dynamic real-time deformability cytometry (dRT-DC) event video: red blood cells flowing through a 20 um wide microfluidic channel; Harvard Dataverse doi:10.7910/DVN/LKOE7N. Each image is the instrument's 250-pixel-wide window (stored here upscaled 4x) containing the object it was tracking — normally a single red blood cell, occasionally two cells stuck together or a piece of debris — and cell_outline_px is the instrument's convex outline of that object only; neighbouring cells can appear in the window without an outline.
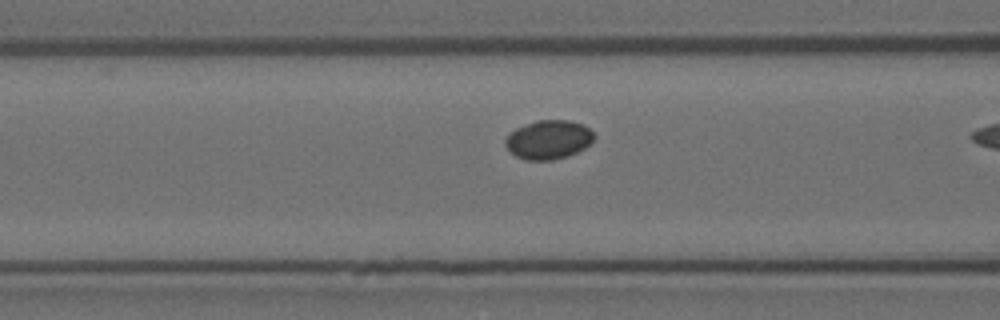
{"species": "Egyptian fruit bat (a non-hibernating species)", "species_latin": "Rousettus aegyptiacus", "temperature_condition": "room temperature", "stored_images_in_passage": 6, "camera_frame_rate_fps": 3000, "um_per_image_px": 0.085, "animal": {"sex": "female"}, "frame": {"image": 1, "passage_image": 5, "time_ms": 1.333, "image_size_px": [1000, 320], "cell_outline_px": [[596, 136], [584, 148], [568, 156], [552, 160], [524, 160], [516, 156], [504, 144], [504, 140], [508, 132], [524, 124], [536, 120], [568, 120], [584, 124]], "centroid_in_image_um": [46.59, 11.86], "position_along_channel_um": 120.0, "area_um2": 20.23}}